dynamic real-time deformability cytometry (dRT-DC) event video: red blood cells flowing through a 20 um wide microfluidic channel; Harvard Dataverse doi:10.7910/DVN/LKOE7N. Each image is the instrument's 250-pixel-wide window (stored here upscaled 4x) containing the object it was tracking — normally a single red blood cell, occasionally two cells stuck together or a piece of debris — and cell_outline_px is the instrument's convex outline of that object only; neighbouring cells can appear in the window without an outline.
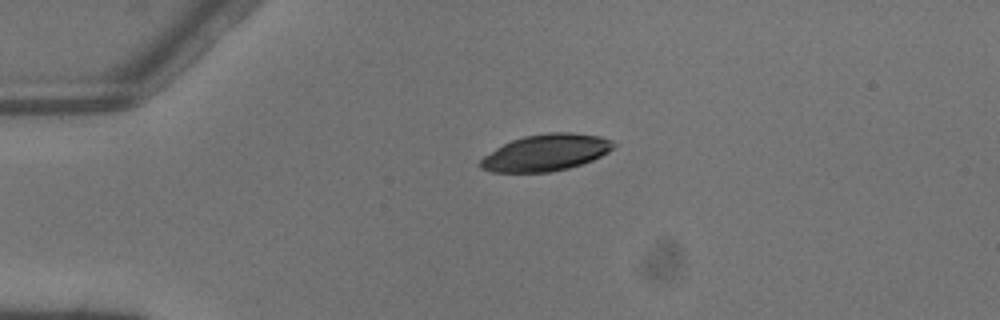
{"species": "common noctule bat (a hibernating species)", "species_latin": "Nyctalus noctula", "temperature_condition": "warm", "stored_images_in_passage": 2, "camera_frame_rate_fps": 3000, "um_per_image_px": 0.085, "animal": {"sex": "male", "body_mass_g": 13.3}, "frame": {"image": 1, "passage_image": 1, "time_ms": 0.0, "image_size_px": [1000, 320], "cell_outline_px": [[616, 144], [608, 152], [592, 160], [568, 168], [548, 172], [492, 172], [480, 168], [476, 164], [484, 156], [496, 148], [512, 140], [524, 136], [548, 132], [572, 132], [600, 136], [612, 140]], "centroid_in_image_um": [46.38, 12.97], "position_along_channel_um": 38.6, "area_um2": 28.38}}